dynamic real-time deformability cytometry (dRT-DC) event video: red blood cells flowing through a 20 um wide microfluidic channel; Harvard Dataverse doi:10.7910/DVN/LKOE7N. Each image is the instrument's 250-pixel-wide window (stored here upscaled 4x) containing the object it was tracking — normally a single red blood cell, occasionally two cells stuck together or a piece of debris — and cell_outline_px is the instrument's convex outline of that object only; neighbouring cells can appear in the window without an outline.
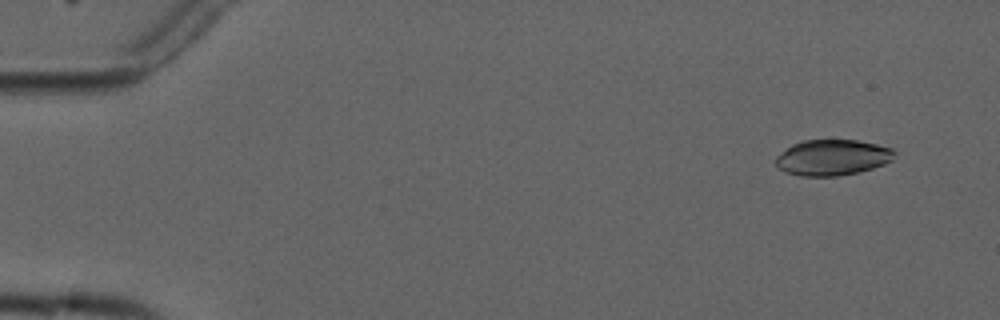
{"species": "common noctule bat (a hibernating species)", "species_latin": "Nyctalus noctula", "temperature_condition": "cold", "stored_images_in_passage": 6, "camera_frame_rate_fps": 3000, "um_per_image_px": 0.085, "animal": {"sex": "male", "forearm_length_mm": 52.5}, "frame": {"image": 1, "passage_image": 1, "time_ms": 0.0, "image_size_px": [1000, 320], "cell_outline_px": [[896, 152], [892, 160], [884, 164], [860, 172], [836, 176], [800, 176], [784, 172], [776, 164], [776, 156], [792, 144], [804, 140], [856, 140], [876, 144], [892, 148]], "centroid_in_image_um": [70.76, 13.39], "position_along_channel_um": 14.2, "area_um2": 24.8}}
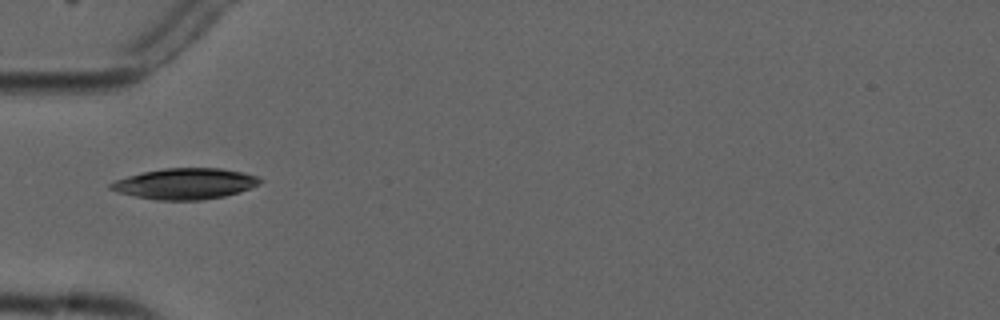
{"frame": {"image": 2, "passage_image": 5, "time_ms": 4.667, "image_size_px": [1000, 320], "cell_outline_px": [[264, 180], [240, 192], [224, 196], [200, 200], [156, 200], [136, 196], [120, 192], [108, 188], [108, 184], [116, 180], [128, 176], [144, 172], [164, 168], [220, 168], [244, 172], [256, 176]], "centroid_in_image_um": [15.73, 15.61], "position_along_channel_um": 69.3, "area_um2": 26.65}}
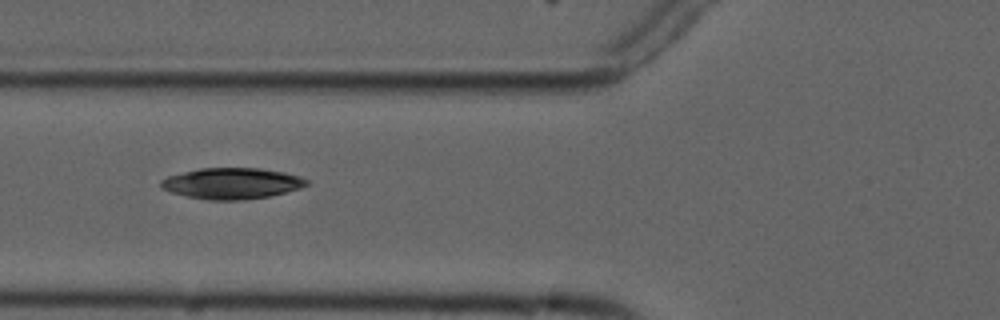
{"frame": {"image": 3, "passage_image": 6, "time_ms": 5.667, "image_size_px": [1000, 320], "cell_outline_px": [[312, 184], [300, 188], [268, 196], [244, 200], [208, 200], [188, 196], [172, 192], [160, 188], [160, 180], [168, 176], [200, 168], [260, 168], [284, 172], [300, 176], [308, 180]], "centroid_in_image_um": [19.73, 15.58], "position_along_channel_um": 106.1, "area_um2": 26.36}}